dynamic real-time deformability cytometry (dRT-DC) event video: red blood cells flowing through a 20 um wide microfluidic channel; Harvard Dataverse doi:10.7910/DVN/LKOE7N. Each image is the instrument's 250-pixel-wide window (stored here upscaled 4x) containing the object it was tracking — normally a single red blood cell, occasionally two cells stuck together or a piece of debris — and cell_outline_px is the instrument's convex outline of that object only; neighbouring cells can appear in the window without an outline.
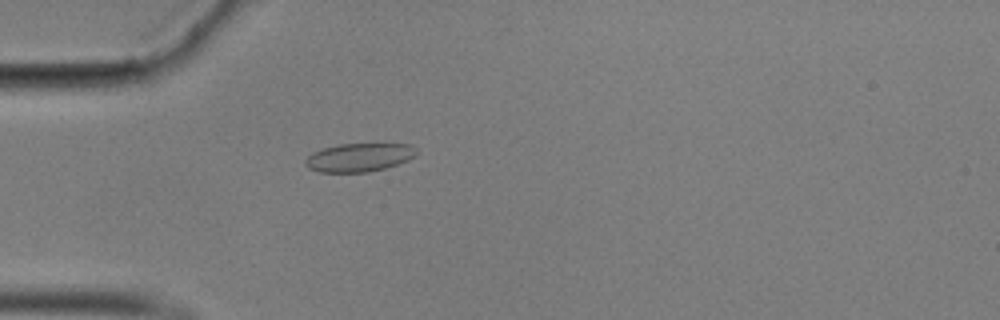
{"species": "common noctule bat (a hibernating species)", "species_latin": "Nyctalus noctula", "temperature_condition": "cold", "stored_images_in_passage": 57, "camera_frame_rate_fps": 3000, "um_per_image_px": 0.085, "animal": {"sex": "male", "body_mass_g": 17.9}, "frame": {"image": 1, "passage_image": 17, "time_ms": 5.333, "image_size_px": [1000, 320], "cell_outline_px": [[420, 152], [416, 156], [408, 160], [384, 168], [368, 172], [320, 172], [308, 168], [304, 164], [304, 160], [312, 152], [324, 148], [340, 144], [408, 144], [416, 148]], "centroid_in_image_um": [30.53, 13.38], "position_along_channel_um": 54.5, "area_um2": 18.44}}
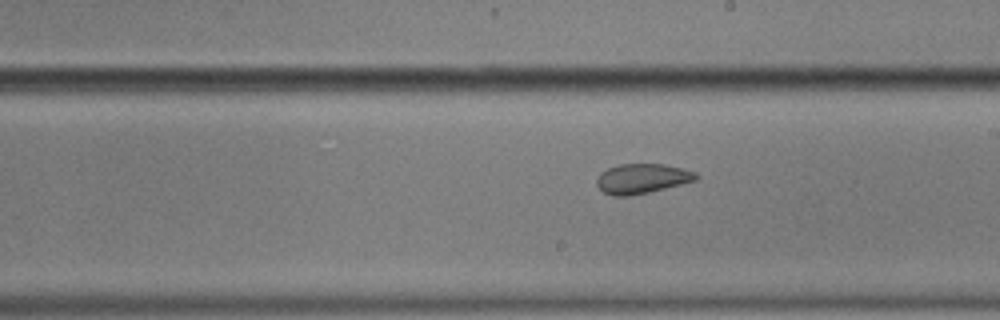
{"frame": {"image": 2, "passage_image": 33, "time_ms": 10.667, "image_size_px": [1000, 320], "cell_outline_px": [[700, 176], [696, 180], [648, 192], [628, 196], [612, 196], [604, 192], [596, 184], [596, 180], [600, 172], [608, 168], [620, 164], [664, 164], [696, 172]], "centroid_in_image_um": [54.55, 15.18], "position_along_channel_um": 234.4, "area_um2": 17.11}}
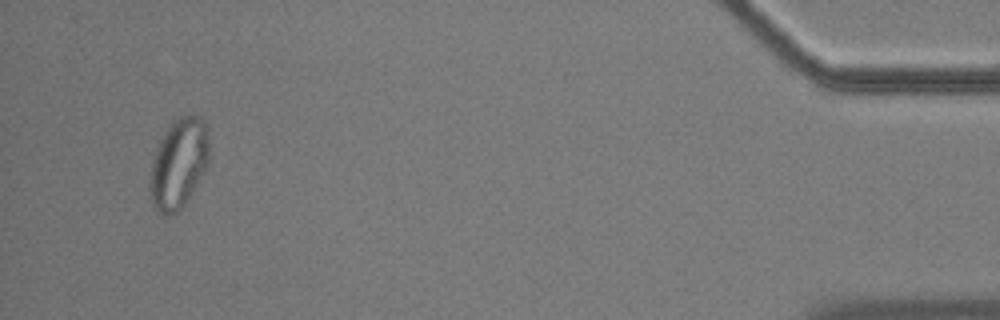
{"frame": {"image": 3, "passage_image": 55, "time_ms": 18.0, "image_size_px": [1000, 320], "cell_outline_px": [[208, 160], [192, 192], [184, 204], [176, 212], [168, 216], [160, 216], [152, 208], [148, 188], [148, 184], [152, 160], [156, 148], [164, 132], [180, 116], [192, 112], [200, 116], [208, 124]], "centroid_in_image_um": [15.14, 13.9], "position_along_channel_um": 420.1, "area_um2": 31.39}}